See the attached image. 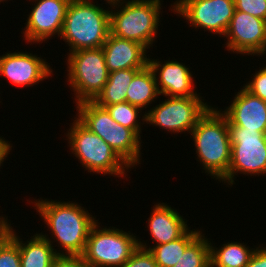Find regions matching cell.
<instances>
[{"label": "cell", "instance_id": "obj_1", "mask_svg": "<svg viewBox=\"0 0 266 267\" xmlns=\"http://www.w3.org/2000/svg\"><path fill=\"white\" fill-rule=\"evenodd\" d=\"M29 203L34 204L36 212L52 233L50 238L46 233L40 234L52 246L57 242V247H60L56 250L58 255L81 256L84 253L90 230L98 221L95 216L93 217L81 204L72 201L61 202L40 198Z\"/></svg>", "mask_w": 266, "mask_h": 267}, {"label": "cell", "instance_id": "obj_2", "mask_svg": "<svg viewBox=\"0 0 266 267\" xmlns=\"http://www.w3.org/2000/svg\"><path fill=\"white\" fill-rule=\"evenodd\" d=\"M190 134L202 169L221 183L231 162L232 144L227 118L218 107L211 106Z\"/></svg>", "mask_w": 266, "mask_h": 267}, {"label": "cell", "instance_id": "obj_3", "mask_svg": "<svg viewBox=\"0 0 266 267\" xmlns=\"http://www.w3.org/2000/svg\"><path fill=\"white\" fill-rule=\"evenodd\" d=\"M93 0H71L67 6L60 38L69 53L102 47L110 34V7Z\"/></svg>", "mask_w": 266, "mask_h": 267}, {"label": "cell", "instance_id": "obj_4", "mask_svg": "<svg viewBox=\"0 0 266 267\" xmlns=\"http://www.w3.org/2000/svg\"><path fill=\"white\" fill-rule=\"evenodd\" d=\"M162 0H127L111 4L110 34L153 47L158 34ZM120 8V9H119ZM115 9V10H113Z\"/></svg>", "mask_w": 266, "mask_h": 267}, {"label": "cell", "instance_id": "obj_5", "mask_svg": "<svg viewBox=\"0 0 266 267\" xmlns=\"http://www.w3.org/2000/svg\"><path fill=\"white\" fill-rule=\"evenodd\" d=\"M76 109V118L94 134L99 135L130 168L141 164L143 142L132 129L118 124L105 108L93 101L79 102Z\"/></svg>", "mask_w": 266, "mask_h": 267}, {"label": "cell", "instance_id": "obj_6", "mask_svg": "<svg viewBox=\"0 0 266 267\" xmlns=\"http://www.w3.org/2000/svg\"><path fill=\"white\" fill-rule=\"evenodd\" d=\"M70 123L67 130L69 150L77 157L90 174L114 175L124 177L126 171L131 168L119 157V155L97 134L86 128L76 117Z\"/></svg>", "mask_w": 266, "mask_h": 267}, {"label": "cell", "instance_id": "obj_7", "mask_svg": "<svg viewBox=\"0 0 266 267\" xmlns=\"http://www.w3.org/2000/svg\"><path fill=\"white\" fill-rule=\"evenodd\" d=\"M67 82L75 104L92 101L105 86L109 72L102 47L67 54ZM72 87V88H71Z\"/></svg>", "mask_w": 266, "mask_h": 267}, {"label": "cell", "instance_id": "obj_8", "mask_svg": "<svg viewBox=\"0 0 266 267\" xmlns=\"http://www.w3.org/2000/svg\"><path fill=\"white\" fill-rule=\"evenodd\" d=\"M138 247V238L130 231L104 228L97 223L91 228L83 259L92 267H121Z\"/></svg>", "mask_w": 266, "mask_h": 267}, {"label": "cell", "instance_id": "obj_9", "mask_svg": "<svg viewBox=\"0 0 266 267\" xmlns=\"http://www.w3.org/2000/svg\"><path fill=\"white\" fill-rule=\"evenodd\" d=\"M231 139V162L227 175L221 180L227 187L235 183V176L266 174V134L242 127L228 126Z\"/></svg>", "mask_w": 266, "mask_h": 267}, {"label": "cell", "instance_id": "obj_10", "mask_svg": "<svg viewBox=\"0 0 266 267\" xmlns=\"http://www.w3.org/2000/svg\"><path fill=\"white\" fill-rule=\"evenodd\" d=\"M165 101L145 111V122L166 132L190 133L211 107L203 97H166ZM203 98V99H202Z\"/></svg>", "mask_w": 266, "mask_h": 267}, {"label": "cell", "instance_id": "obj_11", "mask_svg": "<svg viewBox=\"0 0 266 267\" xmlns=\"http://www.w3.org/2000/svg\"><path fill=\"white\" fill-rule=\"evenodd\" d=\"M171 11L189 26L223 37L235 11L234 0H176Z\"/></svg>", "mask_w": 266, "mask_h": 267}, {"label": "cell", "instance_id": "obj_12", "mask_svg": "<svg viewBox=\"0 0 266 267\" xmlns=\"http://www.w3.org/2000/svg\"><path fill=\"white\" fill-rule=\"evenodd\" d=\"M223 37L231 53L266 55V21L261 18L235 10Z\"/></svg>", "mask_w": 266, "mask_h": 267}, {"label": "cell", "instance_id": "obj_13", "mask_svg": "<svg viewBox=\"0 0 266 267\" xmlns=\"http://www.w3.org/2000/svg\"><path fill=\"white\" fill-rule=\"evenodd\" d=\"M32 10L28 14L23 39L30 44L43 43L53 36L60 37L67 6L71 0H29Z\"/></svg>", "mask_w": 266, "mask_h": 267}, {"label": "cell", "instance_id": "obj_14", "mask_svg": "<svg viewBox=\"0 0 266 267\" xmlns=\"http://www.w3.org/2000/svg\"><path fill=\"white\" fill-rule=\"evenodd\" d=\"M53 73L45 59L27 51L7 52L0 55V76L14 86L32 87Z\"/></svg>", "mask_w": 266, "mask_h": 267}, {"label": "cell", "instance_id": "obj_15", "mask_svg": "<svg viewBox=\"0 0 266 267\" xmlns=\"http://www.w3.org/2000/svg\"><path fill=\"white\" fill-rule=\"evenodd\" d=\"M148 65L154 73L157 89L163 97H201L194 87L193 74L182 62L149 57Z\"/></svg>", "mask_w": 266, "mask_h": 267}, {"label": "cell", "instance_id": "obj_16", "mask_svg": "<svg viewBox=\"0 0 266 267\" xmlns=\"http://www.w3.org/2000/svg\"><path fill=\"white\" fill-rule=\"evenodd\" d=\"M236 93L231 104L224 111L220 109L228 120V126L266 134V101L252 95L243 86Z\"/></svg>", "mask_w": 266, "mask_h": 267}, {"label": "cell", "instance_id": "obj_17", "mask_svg": "<svg viewBox=\"0 0 266 267\" xmlns=\"http://www.w3.org/2000/svg\"><path fill=\"white\" fill-rule=\"evenodd\" d=\"M102 49L109 73L123 69H143L148 65V50L138 42L109 34Z\"/></svg>", "mask_w": 266, "mask_h": 267}, {"label": "cell", "instance_id": "obj_18", "mask_svg": "<svg viewBox=\"0 0 266 267\" xmlns=\"http://www.w3.org/2000/svg\"><path fill=\"white\" fill-rule=\"evenodd\" d=\"M177 209L164 202L154 204L148 218L149 234L155 245L165 244L181 237L190 227Z\"/></svg>", "mask_w": 266, "mask_h": 267}, {"label": "cell", "instance_id": "obj_19", "mask_svg": "<svg viewBox=\"0 0 266 267\" xmlns=\"http://www.w3.org/2000/svg\"><path fill=\"white\" fill-rule=\"evenodd\" d=\"M9 222V235L18 243L20 249L21 267H52L54 260L59 256L49 241L40 233L31 235L26 242L17 235Z\"/></svg>", "mask_w": 266, "mask_h": 267}, {"label": "cell", "instance_id": "obj_20", "mask_svg": "<svg viewBox=\"0 0 266 267\" xmlns=\"http://www.w3.org/2000/svg\"><path fill=\"white\" fill-rule=\"evenodd\" d=\"M155 76L149 65L139 70L127 90L126 102L143 110L159 98Z\"/></svg>", "mask_w": 266, "mask_h": 267}, {"label": "cell", "instance_id": "obj_21", "mask_svg": "<svg viewBox=\"0 0 266 267\" xmlns=\"http://www.w3.org/2000/svg\"><path fill=\"white\" fill-rule=\"evenodd\" d=\"M199 229L190 228L178 239L155 246H147L144 241L138 239V246L148 249L154 256L158 267H173L183 255L186 247L201 233Z\"/></svg>", "mask_w": 266, "mask_h": 267}, {"label": "cell", "instance_id": "obj_22", "mask_svg": "<svg viewBox=\"0 0 266 267\" xmlns=\"http://www.w3.org/2000/svg\"><path fill=\"white\" fill-rule=\"evenodd\" d=\"M139 70L141 69H123L110 72L105 86L92 101L103 108L126 102L128 87Z\"/></svg>", "mask_w": 266, "mask_h": 267}, {"label": "cell", "instance_id": "obj_23", "mask_svg": "<svg viewBox=\"0 0 266 267\" xmlns=\"http://www.w3.org/2000/svg\"><path fill=\"white\" fill-rule=\"evenodd\" d=\"M246 246L231 241L216 247L210 241V267H245L257 248Z\"/></svg>", "mask_w": 266, "mask_h": 267}, {"label": "cell", "instance_id": "obj_24", "mask_svg": "<svg viewBox=\"0 0 266 267\" xmlns=\"http://www.w3.org/2000/svg\"><path fill=\"white\" fill-rule=\"evenodd\" d=\"M202 232L186 247L173 267H210V241Z\"/></svg>", "mask_w": 266, "mask_h": 267}, {"label": "cell", "instance_id": "obj_25", "mask_svg": "<svg viewBox=\"0 0 266 267\" xmlns=\"http://www.w3.org/2000/svg\"><path fill=\"white\" fill-rule=\"evenodd\" d=\"M104 108L108 111L114 121H116L123 127L132 129L141 138V125L145 124V113L143 112L142 114V110L140 108L133 106L128 102L116 103L105 106ZM141 115V121L143 122L139 120L141 118Z\"/></svg>", "mask_w": 266, "mask_h": 267}, {"label": "cell", "instance_id": "obj_26", "mask_svg": "<svg viewBox=\"0 0 266 267\" xmlns=\"http://www.w3.org/2000/svg\"><path fill=\"white\" fill-rule=\"evenodd\" d=\"M0 267H21L19 245L9 234L0 242Z\"/></svg>", "mask_w": 266, "mask_h": 267}, {"label": "cell", "instance_id": "obj_27", "mask_svg": "<svg viewBox=\"0 0 266 267\" xmlns=\"http://www.w3.org/2000/svg\"><path fill=\"white\" fill-rule=\"evenodd\" d=\"M121 267H158V264L148 249L138 246Z\"/></svg>", "mask_w": 266, "mask_h": 267}, {"label": "cell", "instance_id": "obj_28", "mask_svg": "<svg viewBox=\"0 0 266 267\" xmlns=\"http://www.w3.org/2000/svg\"><path fill=\"white\" fill-rule=\"evenodd\" d=\"M252 75L253 78L246 82V84H243V87L252 95L266 101V65L262 66V68Z\"/></svg>", "mask_w": 266, "mask_h": 267}, {"label": "cell", "instance_id": "obj_29", "mask_svg": "<svg viewBox=\"0 0 266 267\" xmlns=\"http://www.w3.org/2000/svg\"><path fill=\"white\" fill-rule=\"evenodd\" d=\"M235 10L266 21V0H234Z\"/></svg>", "mask_w": 266, "mask_h": 267}, {"label": "cell", "instance_id": "obj_30", "mask_svg": "<svg viewBox=\"0 0 266 267\" xmlns=\"http://www.w3.org/2000/svg\"><path fill=\"white\" fill-rule=\"evenodd\" d=\"M52 267H92L82 256L59 255Z\"/></svg>", "mask_w": 266, "mask_h": 267}, {"label": "cell", "instance_id": "obj_31", "mask_svg": "<svg viewBox=\"0 0 266 267\" xmlns=\"http://www.w3.org/2000/svg\"><path fill=\"white\" fill-rule=\"evenodd\" d=\"M245 267H266V246H257L249 263Z\"/></svg>", "mask_w": 266, "mask_h": 267}, {"label": "cell", "instance_id": "obj_32", "mask_svg": "<svg viewBox=\"0 0 266 267\" xmlns=\"http://www.w3.org/2000/svg\"><path fill=\"white\" fill-rule=\"evenodd\" d=\"M11 150V143L5 140V138L3 139L2 136H0V167L3 165V162L6 160Z\"/></svg>", "mask_w": 266, "mask_h": 267}, {"label": "cell", "instance_id": "obj_33", "mask_svg": "<svg viewBox=\"0 0 266 267\" xmlns=\"http://www.w3.org/2000/svg\"><path fill=\"white\" fill-rule=\"evenodd\" d=\"M9 234V222L0 230V242Z\"/></svg>", "mask_w": 266, "mask_h": 267}, {"label": "cell", "instance_id": "obj_34", "mask_svg": "<svg viewBox=\"0 0 266 267\" xmlns=\"http://www.w3.org/2000/svg\"><path fill=\"white\" fill-rule=\"evenodd\" d=\"M8 218L6 216H0V230L8 223Z\"/></svg>", "mask_w": 266, "mask_h": 267}, {"label": "cell", "instance_id": "obj_35", "mask_svg": "<svg viewBox=\"0 0 266 267\" xmlns=\"http://www.w3.org/2000/svg\"><path fill=\"white\" fill-rule=\"evenodd\" d=\"M106 3V5H107V3L109 4V5H111V4H114V3H118V2H121V1H123V0H104ZM125 1V0H124Z\"/></svg>", "mask_w": 266, "mask_h": 267}]
</instances>
